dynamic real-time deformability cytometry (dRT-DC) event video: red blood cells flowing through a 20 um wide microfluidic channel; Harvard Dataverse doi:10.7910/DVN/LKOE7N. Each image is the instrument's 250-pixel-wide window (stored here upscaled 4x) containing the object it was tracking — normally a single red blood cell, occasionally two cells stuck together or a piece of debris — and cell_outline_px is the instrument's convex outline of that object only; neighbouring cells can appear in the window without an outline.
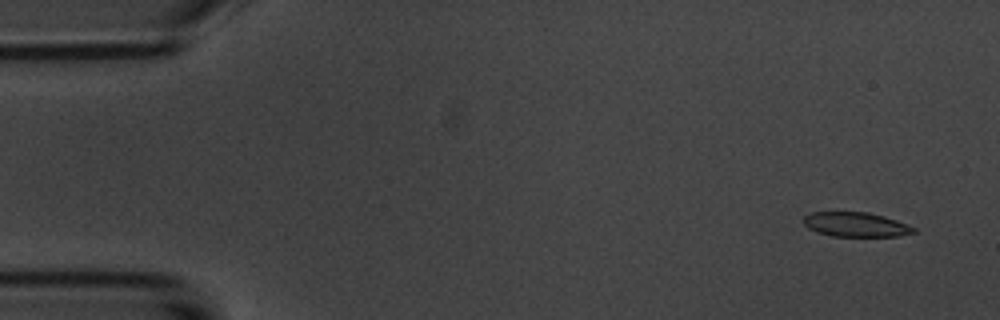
{"species": "common noctule bat (a hibernating species)", "species_latin": "Nyctalus noctula", "temperature_condition": "room temperature", "stored_images_in_passage": 8, "camera_frame_rate_fps": 3000, "um_per_image_px": 0.085, "animal": {"sex": "male", "body_mass_g": 20.1, "forearm_length_mm": 53.5}, "frame": {"image": 1, "passage_image": 1, "time_ms": 0.0, "image_size_px": [1000, 320], "cell_outline_px": [[916, 232], [900, 236], [832, 236], [816, 232], [808, 228], [804, 224], [804, 216], [812, 212], [868, 212], [884, 216], [896, 220], [916, 228]], "centroid_in_image_um": [72.74, 19.09], "position_along_channel_um": 12.3, "area_um2": 15.72}}
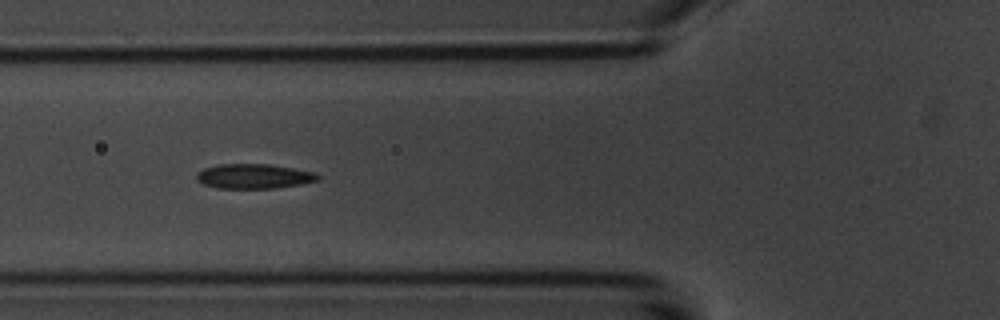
{"frame": {"image": 2, "passage_image": 6, "time_ms": 5.667, "image_size_px": [1000, 320], "cell_outline_px": [[320, 180], [300, 184], [276, 188], [216, 188], [204, 184], [196, 180], [196, 172], [204, 168], [216, 164], [268, 164], [316, 172], [320, 176]], "centroid_in_image_um": [21.56, 14.98], "position_along_channel_um": 104.2, "area_um2": 17.57}}
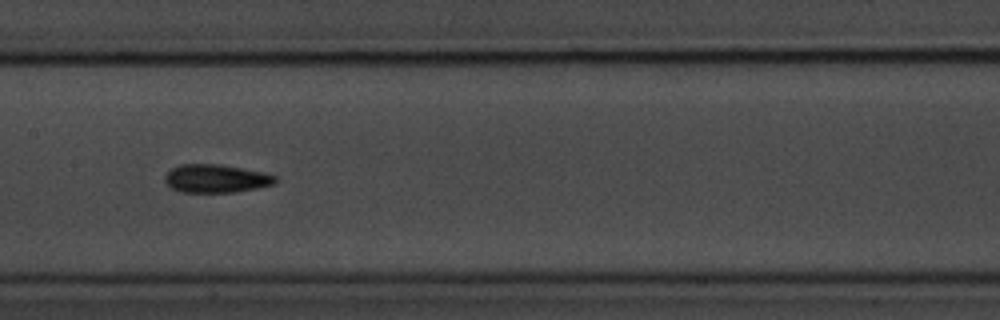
{"frame": {"image": 3, "passage_image": 8, "time_ms": 8.0, "image_size_px": [1000, 320], "cell_outline_px": [[276, 184], [236, 192], [184, 192], [172, 188], [164, 180], [164, 176], [172, 168], [180, 164], [220, 164], [264, 172], [276, 176]], "centroid_in_image_um": [18.38, 15.17], "position_along_channel_um": 189.0, "area_um2": 18.15}}